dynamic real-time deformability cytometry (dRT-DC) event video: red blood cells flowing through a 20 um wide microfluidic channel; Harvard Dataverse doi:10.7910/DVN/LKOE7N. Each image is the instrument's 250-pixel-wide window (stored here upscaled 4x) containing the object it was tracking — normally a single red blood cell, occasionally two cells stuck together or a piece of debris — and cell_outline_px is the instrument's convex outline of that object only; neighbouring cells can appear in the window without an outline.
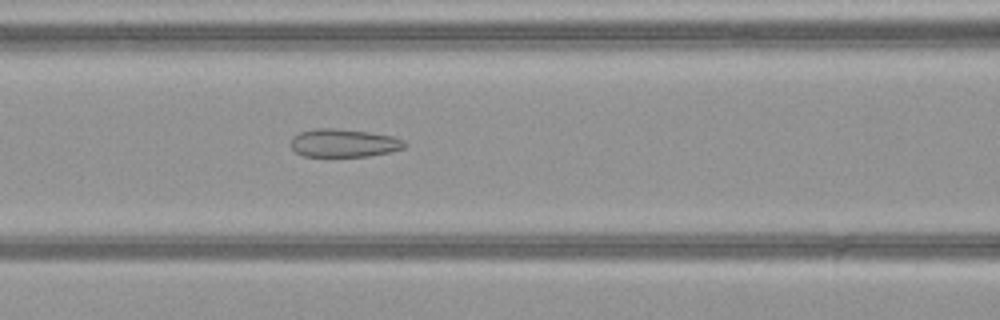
{"species": "common noctule bat (a hibernating species)", "species_latin": "Nyctalus noctula", "temperature_condition": "warm", "stored_images_in_passage": 50, "camera_frame_rate_fps": 3000, "um_per_image_px": 0.085, "animal": {"sex": "female", "body_mass_g": 21.9}, "frame": {"image": 1, "passage_image": 22, "time_ms": 7.0, "image_size_px": [1000, 320], "cell_outline_px": [[408, 144], [404, 148], [392, 152], [368, 156], [304, 156], [296, 152], [292, 148], [292, 136], [300, 132], [316, 128], [332, 128], [368, 132], [392, 136], [404, 140]], "centroid_in_image_um": [29.25, 12.16], "position_along_channel_um": 137.3, "area_um2": 18.61}}
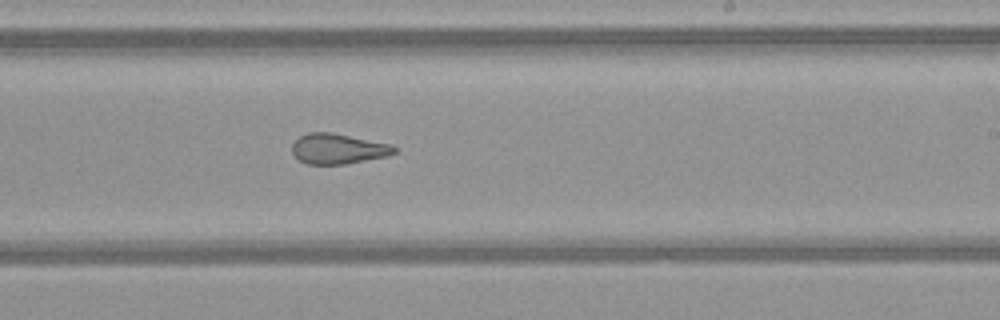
{"frame": {"image": 2, "passage_image": 31, "time_ms": 10.0, "image_size_px": [1000, 320], "cell_outline_px": [[396, 152], [388, 156], [344, 164], [308, 164], [300, 160], [292, 152], [292, 144], [300, 136], [308, 132], [332, 132], [392, 144], [396, 148]], "centroid_in_image_um": [28.75, 12.63], "position_along_channel_um": 260.2, "area_um2": 18.03}}
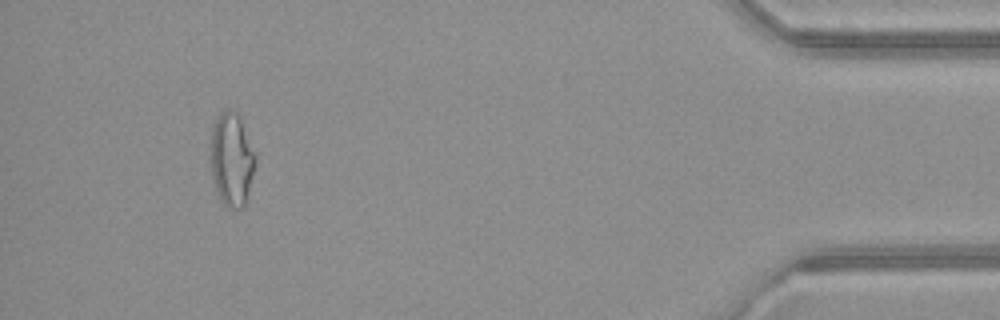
{"frame": {"image": 3, "passage_image": 47, "time_ms": 15.333, "image_size_px": [1000, 320], "cell_outline_px": [[256, 160], [244, 208], [228, 208], [220, 200], [212, 180], [212, 124], [220, 112], [228, 108], [236, 112], [240, 116], [256, 152]], "centroid_in_image_um": [19.71, 13.52], "position_along_channel_um": 415.5, "area_um2": 24.45}, "authors_computed_cell_mechanics": {"area_um2": 22.8599, "velocity_mm_per_s": 4.0933, "shape_relaxation_time_tau1_ms": null, "shape_relaxation_time_tau2_ms": 1.5209, "deformation_change_tau1": null, "deformation_change_tau2": 0.0907}}